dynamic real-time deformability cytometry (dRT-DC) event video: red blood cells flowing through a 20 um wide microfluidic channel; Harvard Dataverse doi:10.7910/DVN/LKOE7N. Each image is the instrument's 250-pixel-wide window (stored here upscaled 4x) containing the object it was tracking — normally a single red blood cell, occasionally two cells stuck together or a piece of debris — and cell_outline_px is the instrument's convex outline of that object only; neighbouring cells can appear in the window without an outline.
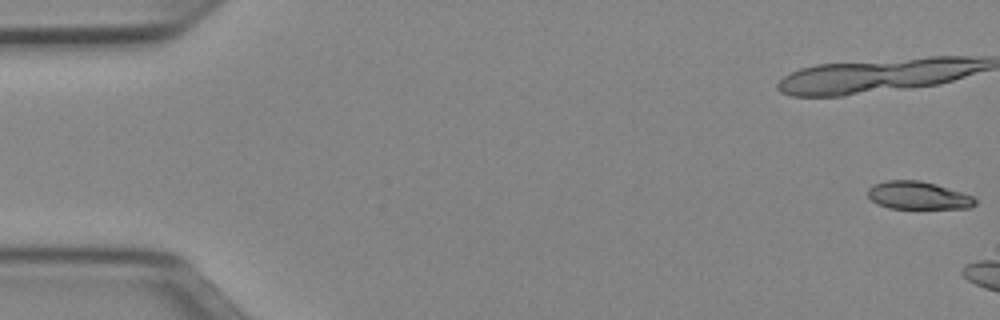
{"species": "Egyptian fruit bat (a non-hibernating species)", "species_latin": "Rousettus aegyptiacus", "temperature_condition": "cold", "stored_images_in_passage": 6, "camera_frame_rate_fps": 3000, "um_per_image_px": 0.085, "animal": {"sex": "female"}, "frame": {"image": 1, "passage_image": 1, "time_ms": 0.0, "image_size_px": [1000, 320], "cell_outline_px": [[976, 204], [968, 208], [888, 208], [876, 204], [868, 196], [868, 188], [872, 184], [888, 180], [920, 180], [936, 184], [976, 196]], "centroid_in_image_um": [78.04, 16.61], "position_along_channel_um": 7.0, "area_um2": 17.57}}